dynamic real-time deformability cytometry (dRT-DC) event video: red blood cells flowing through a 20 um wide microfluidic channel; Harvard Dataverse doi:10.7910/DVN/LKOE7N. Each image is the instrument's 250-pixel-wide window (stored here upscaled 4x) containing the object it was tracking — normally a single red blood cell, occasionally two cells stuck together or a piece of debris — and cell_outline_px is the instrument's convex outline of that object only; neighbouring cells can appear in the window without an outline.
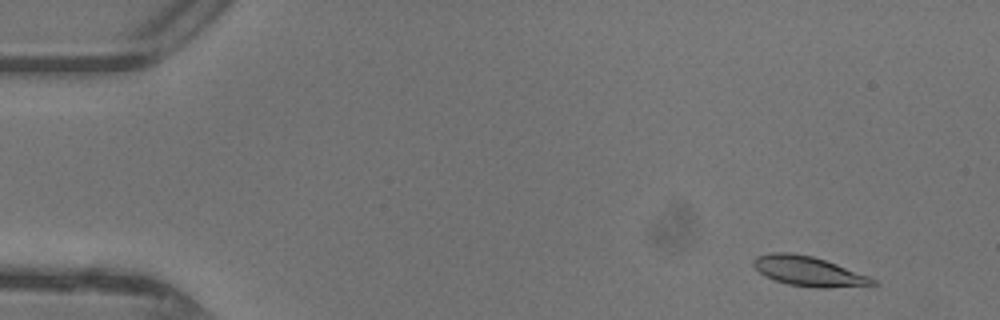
{"species": "common noctule bat (a hibernating species)", "species_latin": "Nyctalus noctula", "temperature_condition": "warm", "stored_images_in_passage": 47, "camera_frame_rate_fps": 3000, "um_per_image_px": 0.085, "animal": {"sex": "female"}, "frame": {"image": 1, "passage_image": 4, "time_ms": 1.0, "image_size_px": [1000, 320], "cell_outline_px": [[880, 284], [872, 288], [816, 288], [788, 284], [764, 276], [752, 264], [752, 260], [756, 256], [772, 252], [792, 252], [812, 256], [836, 264], [868, 276], [876, 280]], "centroid_in_image_um": [68.83, 23.09], "position_along_channel_um": 16.2, "area_um2": 21.21}}
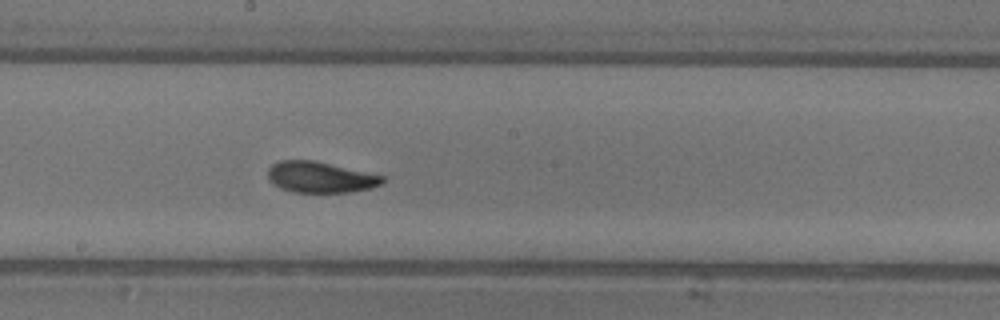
{"frame": {"image": 2, "passage_image": 26, "time_ms": 8.333, "image_size_px": [1000, 320], "cell_outline_px": [[384, 180], [380, 184], [372, 188], [348, 192], [292, 192], [280, 188], [272, 184], [268, 180], [268, 168], [272, 164], [280, 160], [312, 160], [384, 176]], "centroid_in_image_um": [27.17, 15.07], "position_along_channel_um": 221.0, "area_um2": 20.58}}
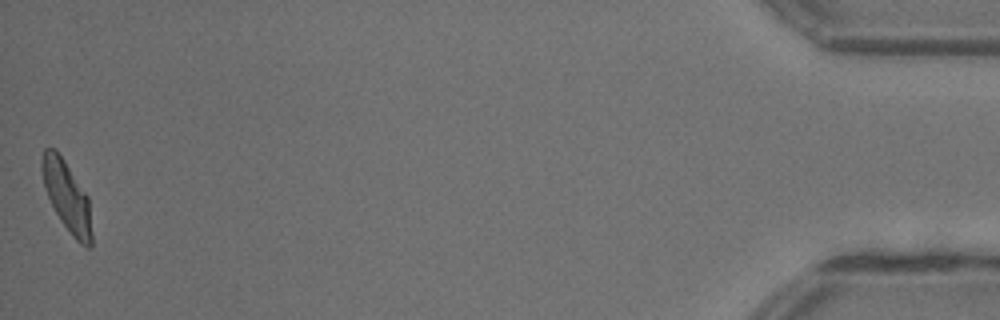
{"frame": {"image": 3, "passage_image": 47, "time_ms": 15.333, "image_size_px": [1000, 320], "cell_outline_px": [[92, 244], [88, 248], [80, 244], [72, 236], [60, 220], [48, 196], [44, 184], [40, 168], [40, 160], [44, 148], [56, 148], [88, 196], [92, 232]], "centroid_in_image_um": [5.68, 16.68], "position_along_channel_um": 429.5, "area_um2": 20.35}, "authors_computed_cell_mechanics": {"area_um2": 20.4034, "velocity_mm_per_s": 4.3858, "shape_relaxation_time_tau1_ms": 2.9996, "shape_relaxation_time_tau2_ms": 1.2682, "deformation_change_tau1": 0.1564, "deformation_change_tau2": 0.0752}}